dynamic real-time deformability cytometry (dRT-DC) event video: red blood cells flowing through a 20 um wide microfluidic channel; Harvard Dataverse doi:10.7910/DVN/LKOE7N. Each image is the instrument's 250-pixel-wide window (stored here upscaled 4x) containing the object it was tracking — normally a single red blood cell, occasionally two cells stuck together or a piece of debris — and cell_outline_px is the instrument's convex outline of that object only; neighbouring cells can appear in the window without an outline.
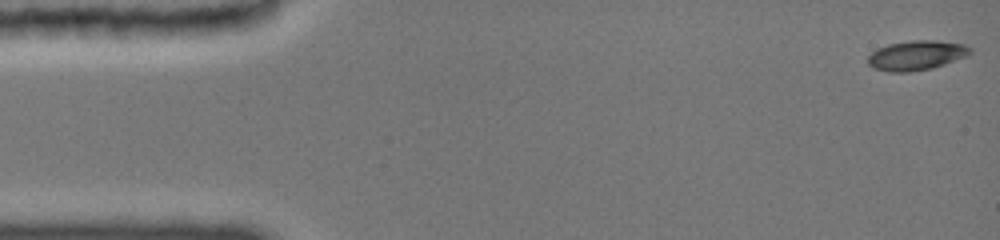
{"species": "common noctule bat (a hibernating species)", "species_latin": "Nyctalus noctula", "temperature_condition": "cold", "stored_images_in_passage": 52, "camera_frame_rate_fps": 3000, "um_per_image_px": 0.085, "animal": {"sex": "female", "body_mass_g": 19.0, "forearm_length_mm": 51.5}, "frame": {"image": 1, "passage_image": 1, "time_ms": 0.0, "image_size_px": [1000, 240], "cell_outline_px": [[972, 52], [968, 56], [932, 68], [908, 72], [888, 72], [872, 68], [868, 64], [868, 56], [876, 48], [888, 44], [912, 40], [936, 40], [964, 44], [972, 48]], "centroid_in_image_um": [77.89, 4.7], "position_along_channel_um": 7.1, "area_um2": 17.86}}
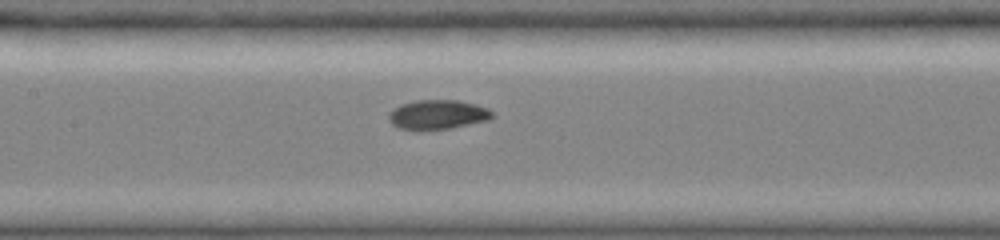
{"frame": {"image": 2, "passage_image": 21, "time_ms": 7.333, "image_size_px": [1000, 240], "cell_outline_px": [[492, 116], [488, 120], [448, 128], [400, 128], [392, 124], [388, 116], [400, 104], [416, 100], [460, 100], [476, 104], [488, 108], [492, 112]], "centroid_in_image_um": [37.24, 9.7], "position_along_channel_um": 170.2, "area_um2": 17.11}}
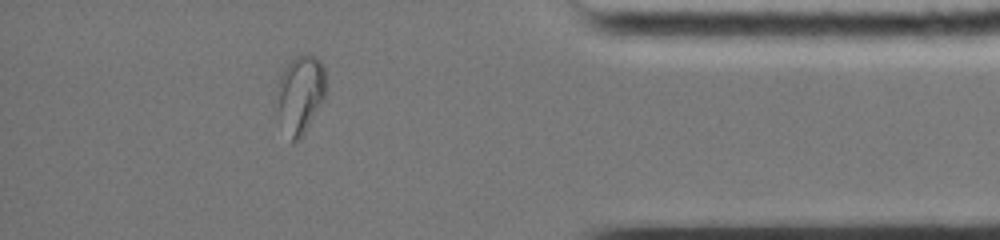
{"frame": {"image": 3, "passage_image": 41, "time_ms": 14.0, "image_size_px": [1000, 240], "cell_outline_px": [[324, 100], [300, 140], [292, 144], [276, 116], [276, 88], [280, 76], [284, 68], [296, 56], [304, 52], [316, 56], [320, 60], [324, 68]], "centroid_in_image_um": [25.48, 8.04], "position_along_channel_um": 409.7, "area_um2": 22.89}, "authors_computed_cell_mechanics": {"area_um2": 17.4845, "velocity_mm_per_s": 3.8873, "shape_relaxation_time_tau1_ms": null, "shape_relaxation_time_tau2_ms": 1.372, "deformation_change_tau1": null, "deformation_change_tau2": 0.0271}}